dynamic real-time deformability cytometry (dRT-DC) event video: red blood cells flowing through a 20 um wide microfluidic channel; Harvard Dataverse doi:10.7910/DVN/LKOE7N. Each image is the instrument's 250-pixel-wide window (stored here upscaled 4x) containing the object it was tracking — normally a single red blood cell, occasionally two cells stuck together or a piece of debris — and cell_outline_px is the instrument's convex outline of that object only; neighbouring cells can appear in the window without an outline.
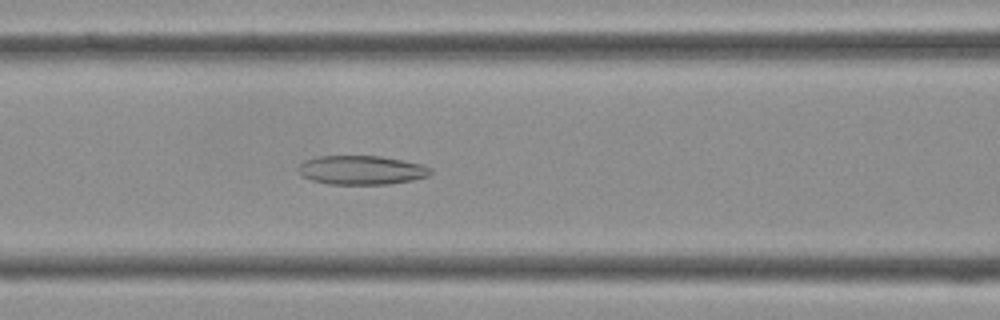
{"species": "Egyptian fruit bat (a non-hibernating species)", "species_latin": "Rousettus aegyptiacus", "temperature_condition": "cold", "stored_images_in_passage": 32, "camera_frame_rate_fps": 3000, "um_per_image_px": 0.085, "frame": {"image": 1, "passage_image": 8, "time_ms": 2.333, "image_size_px": [1000, 320], "cell_outline_px": [[432, 172], [428, 176], [412, 180], [388, 184], [328, 184], [312, 180], [304, 176], [300, 172], [300, 164], [304, 160], [316, 156], [380, 156], [424, 164], [432, 168]], "centroid_in_image_um": [30.77, 14.45], "position_along_channel_um": 135.8, "area_um2": 22.31}}
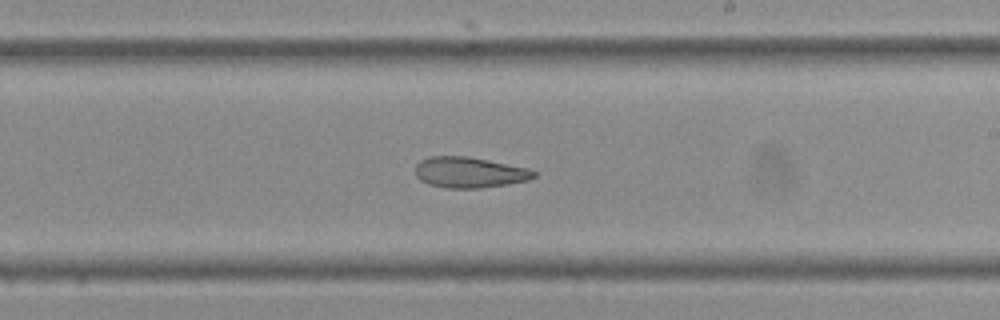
{"frame": {"image": 2, "passage_image": 15, "time_ms": 4.667, "image_size_px": [1000, 320], "cell_outline_px": [[536, 176], [528, 180], [508, 184], [480, 188], [448, 188], [428, 184], [420, 180], [416, 176], [416, 164], [420, 160], [428, 156], [468, 156], [528, 168], [536, 172]], "centroid_in_image_um": [39.88, 14.65], "position_along_channel_um": 249.1, "area_um2": 21.27}}
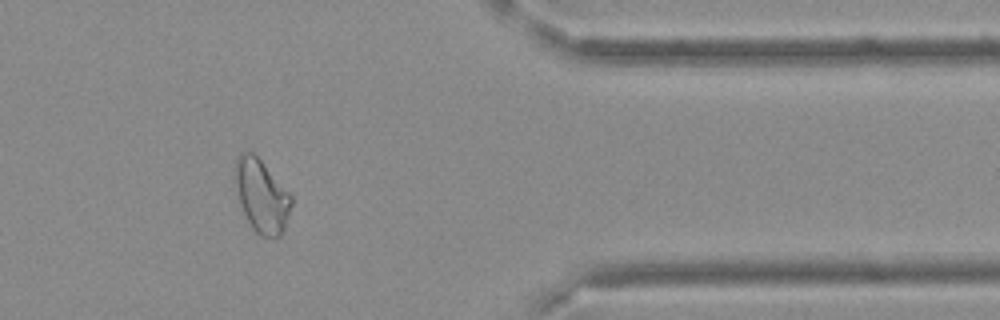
{"frame": {"image": 3, "passage_image": 25, "time_ms": 8.0, "image_size_px": [1000, 320], "cell_outline_px": [[292, 204], [284, 232], [280, 236], [260, 236], [252, 228], [240, 204], [236, 192], [232, 168], [236, 156], [240, 152], [252, 152], [260, 160], [292, 196]], "centroid_in_image_um": [22.19, 16.63], "position_along_channel_um": 389.2, "area_um2": 24.04}}